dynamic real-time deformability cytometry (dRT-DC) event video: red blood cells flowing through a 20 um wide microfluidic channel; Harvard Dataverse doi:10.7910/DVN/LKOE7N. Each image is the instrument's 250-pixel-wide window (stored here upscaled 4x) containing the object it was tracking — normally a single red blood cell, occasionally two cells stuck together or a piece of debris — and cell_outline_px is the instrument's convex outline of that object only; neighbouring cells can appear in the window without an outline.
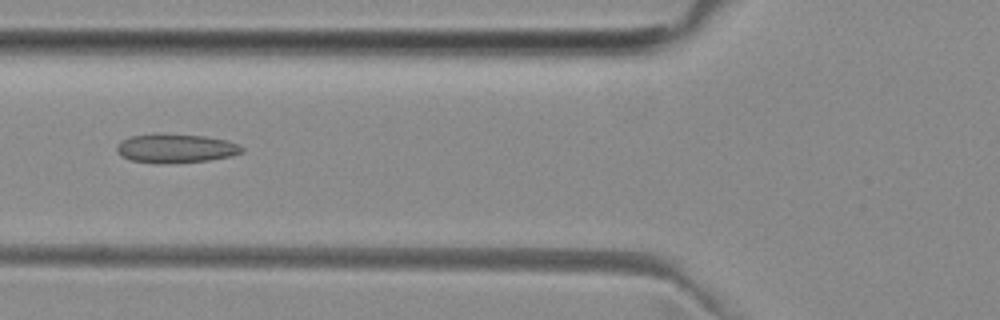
{"species": "common noctule bat (a hibernating species)", "species_latin": "Nyctalus noctula", "temperature_condition": "room temperature", "stored_images_in_passage": 47, "camera_frame_rate_fps": 3000, "um_per_image_px": 0.085, "animal": {"sex": "female", "body_mass_g": 29.2, "forearm_length_mm": 56.3}, "frame": {"image": 1, "passage_image": 15, "time_ms": 4.667, "image_size_px": [1000, 320], "cell_outline_px": [[244, 152], [232, 156], [208, 160], [132, 160], [120, 156], [116, 152], [116, 144], [132, 136], [160, 132], [204, 136], [224, 140], [236, 144], [244, 148]], "centroid_in_image_um": [14.94, 12.54], "position_along_channel_um": 110.9, "area_um2": 20.17}}
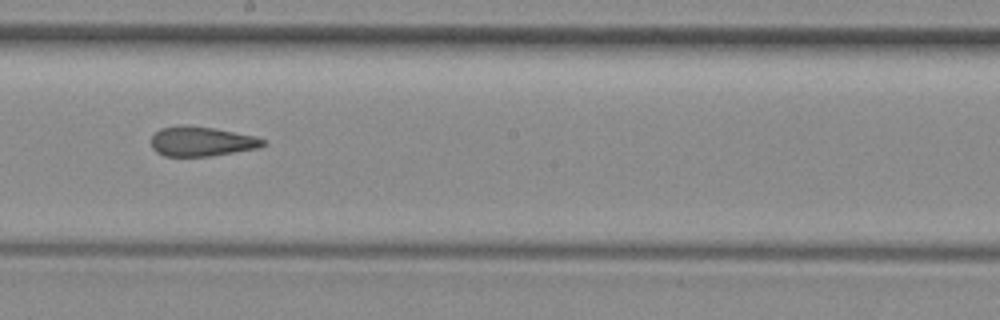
{"frame": {"image": 2, "passage_image": 24, "time_ms": 7.667, "image_size_px": [1000, 320], "cell_outline_px": [[264, 144], [256, 148], [208, 156], [164, 156], [156, 152], [152, 148], [152, 136], [160, 128], [184, 124], [216, 128], [256, 136], [264, 140]], "centroid_in_image_um": [17.09, 12.0], "position_along_channel_um": 231.1, "area_um2": 19.25}}
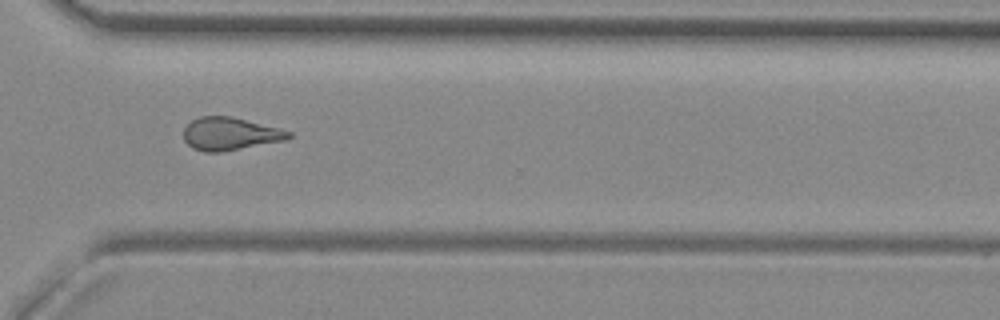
{"frame": {"image": 3, "passage_image": 33, "time_ms": 10.667, "image_size_px": [1000, 320], "cell_outline_px": [[292, 136], [284, 140], [220, 152], [204, 152], [192, 148], [184, 140], [184, 128], [192, 120], [200, 116], [232, 116], [292, 132]], "centroid_in_image_um": [19.51, 11.37], "position_along_channel_um": 351.1, "area_um2": 19.83}, "authors_computed_cell_mechanics": {"area_um2": 20.4034, "velocity_mm_per_s": 4.0046, "shape_relaxation_time_tau1_ms": null, "shape_relaxation_time_tau2_ms": 2.5752, "deformation_change_tau1": null, "deformation_change_tau2": 0.1234}}